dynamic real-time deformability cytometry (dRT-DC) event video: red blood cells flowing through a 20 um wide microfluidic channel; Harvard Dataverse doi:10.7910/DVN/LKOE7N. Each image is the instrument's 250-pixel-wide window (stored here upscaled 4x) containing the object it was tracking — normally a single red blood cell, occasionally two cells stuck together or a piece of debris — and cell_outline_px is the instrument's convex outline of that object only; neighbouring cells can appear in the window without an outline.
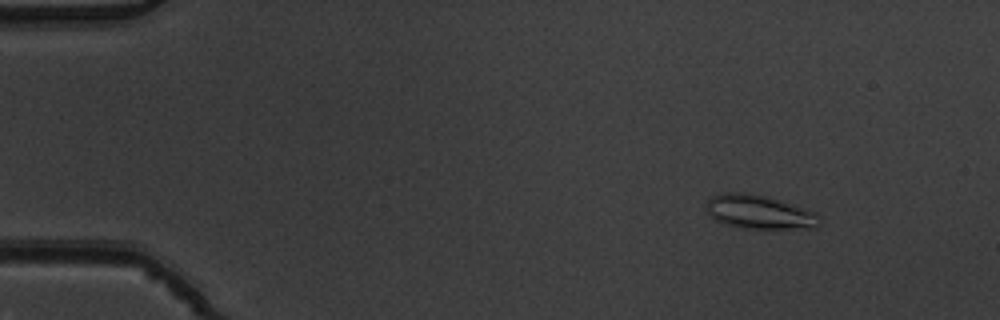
{"species": "common noctule bat (a hibernating species)", "species_latin": "Nyctalus noctula", "temperature_condition": "warm", "stored_images_in_passage": 30, "camera_frame_rate_fps": 3000, "um_per_image_px": 0.085, "animal": {"sex": "male", "body_mass_g": 19.5, "forearm_length_mm": 54.6}, "frame": {"image": 1, "passage_image": 1, "time_ms": 0.0, "image_size_px": [1000, 320], "cell_outline_px": [[820, 224], [816, 228], [740, 228], [724, 224], [716, 220], [704, 208], [704, 204], [712, 196], [720, 192], [744, 192], [764, 196], [804, 208], [816, 212], [820, 216]], "centroid_in_image_um": [64.5, 18.02], "position_along_channel_um": 20.5, "area_um2": 22.37}}
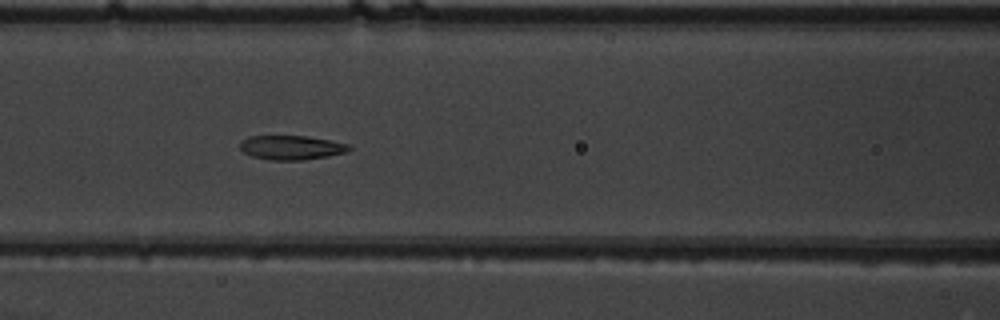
{"frame": {"image": 2, "passage_image": 18, "time_ms": 5.667, "image_size_px": [1000, 320], "cell_outline_px": [[352, 148], [348, 152], [328, 156], [304, 160], [272, 160], [252, 156], [244, 152], [240, 148], [240, 140], [248, 136], [308, 136], [348, 144]], "centroid_in_image_um": [24.76, 12.54], "position_along_channel_um": 141.8, "area_um2": 15.43}}
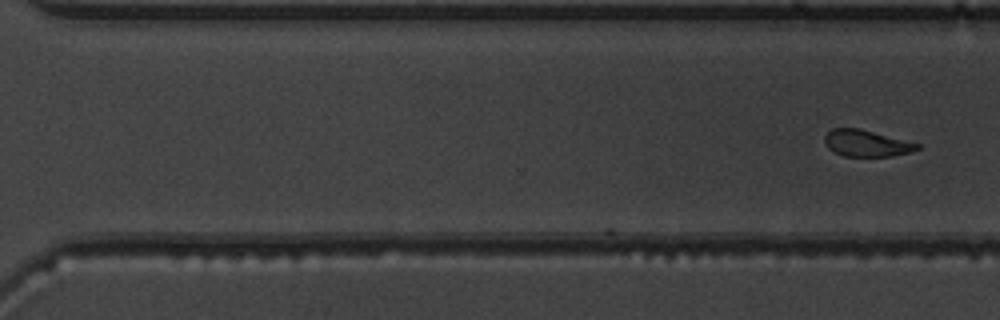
{"frame": {"image": 3, "passage_image": 30, "time_ms": 9.667, "image_size_px": [1000, 320], "cell_outline_px": [[920, 148], [908, 152], [892, 156], [844, 156], [832, 152], [824, 144], [824, 136], [832, 128], [860, 128], [920, 144]], "centroid_in_image_um": [73.59, 12.17], "position_along_channel_um": 297.0, "area_um2": 14.33}}